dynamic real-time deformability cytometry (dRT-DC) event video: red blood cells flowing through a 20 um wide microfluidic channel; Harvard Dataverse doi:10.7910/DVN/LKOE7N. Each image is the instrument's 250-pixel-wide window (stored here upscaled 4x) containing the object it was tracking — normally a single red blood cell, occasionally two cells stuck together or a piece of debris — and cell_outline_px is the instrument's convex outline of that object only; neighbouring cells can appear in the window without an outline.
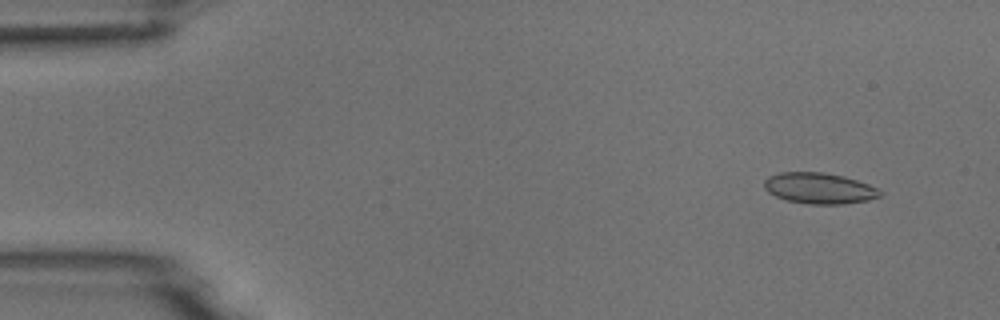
{"species": "common noctule bat (a hibernating species)", "species_latin": "Nyctalus noctula", "temperature_condition": "room temperature", "stored_images_in_passage": 5, "camera_frame_rate_fps": 3000, "um_per_image_px": 0.085, "animal": {"sex": "male", "body_mass_g": 18.8}, "frame": {"image": 1, "passage_image": 2, "time_ms": 1.0, "image_size_px": [1000, 320], "cell_outline_px": [[884, 192], [880, 196], [868, 200], [844, 204], [808, 204], [788, 200], [776, 196], [768, 192], [764, 188], [764, 180], [768, 176], [780, 172], [824, 172], [844, 176], [868, 184]], "centroid_in_image_um": [69.63, 16.0], "position_along_channel_um": 15.4, "area_um2": 20.92}}
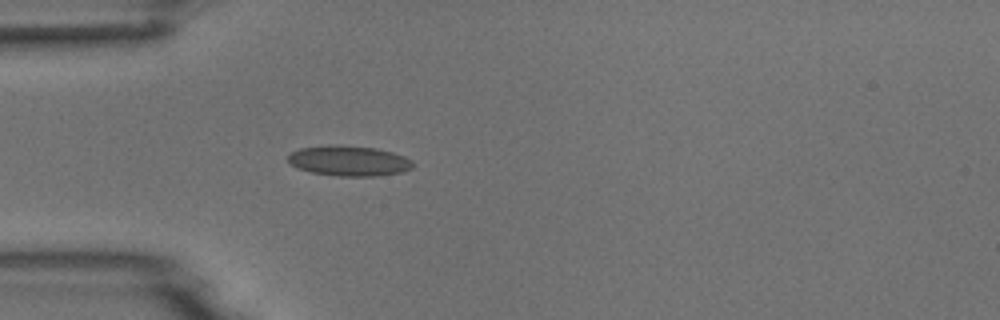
{"frame": {"image": 2, "passage_image": 5, "time_ms": 4.667, "image_size_px": [1000, 320], "cell_outline_px": [[416, 164], [412, 168], [400, 172], [376, 176], [336, 176], [312, 172], [296, 168], [288, 160], [288, 156], [292, 152], [300, 148], [328, 144], [336, 144], [376, 148], [392, 152], [404, 156], [412, 160]], "centroid_in_image_um": [29.67, 13.66], "position_along_channel_um": 55.3, "area_um2": 22.2}}